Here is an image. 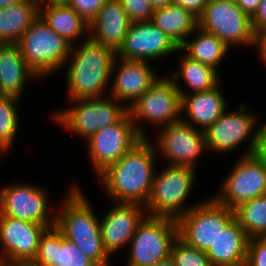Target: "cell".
I'll use <instances>...</instances> for the list:
<instances>
[{
    "instance_id": "cell-23",
    "label": "cell",
    "mask_w": 266,
    "mask_h": 266,
    "mask_svg": "<svg viewBox=\"0 0 266 266\" xmlns=\"http://www.w3.org/2000/svg\"><path fill=\"white\" fill-rule=\"evenodd\" d=\"M40 81L37 74L26 64L17 44H0V95L23 97L25 85Z\"/></svg>"
},
{
    "instance_id": "cell-20",
    "label": "cell",
    "mask_w": 266,
    "mask_h": 266,
    "mask_svg": "<svg viewBox=\"0 0 266 266\" xmlns=\"http://www.w3.org/2000/svg\"><path fill=\"white\" fill-rule=\"evenodd\" d=\"M31 266H98L55 227L41 235Z\"/></svg>"
},
{
    "instance_id": "cell-37",
    "label": "cell",
    "mask_w": 266,
    "mask_h": 266,
    "mask_svg": "<svg viewBox=\"0 0 266 266\" xmlns=\"http://www.w3.org/2000/svg\"><path fill=\"white\" fill-rule=\"evenodd\" d=\"M251 26L254 33L266 28V0H262L257 11L251 18Z\"/></svg>"
},
{
    "instance_id": "cell-29",
    "label": "cell",
    "mask_w": 266,
    "mask_h": 266,
    "mask_svg": "<svg viewBox=\"0 0 266 266\" xmlns=\"http://www.w3.org/2000/svg\"><path fill=\"white\" fill-rule=\"evenodd\" d=\"M151 22L179 47L198 27V18L189 10L175 4L154 9Z\"/></svg>"
},
{
    "instance_id": "cell-14",
    "label": "cell",
    "mask_w": 266,
    "mask_h": 266,
    "mask_svg": "<svg viewBox=\"0 0 266 266\" xmlns=\"http://www.w3.org/2000/svg\"><path fill=\"white\" fill-rule=\"evenodd\" d=\"M156 133L154 134L156 136L150 140L159 153L157 155L169 160L166 165L198 169L197 162L200 156L204 151L208 152L205 132L182 120L162 127Z\"/></svg>"
},
{
    "instance_id": "cell-41",
    "label": "cell",
    "mask_w": 266,
    "mask_h": 266,
    "mask_svg": "<svg viewBox=\"0 0 266 266\" xmlns=\"http://www.w3.org/2000/svg\"><path fill=\"white\" fill-rule=\"evenodd\" d=\"M149 1L154 9L163 8L165 6H168L169 4H173V0H149Z\"/></svg>"
},
{
    "instance_id": "cell-16",
    "label": "cell",
    "mask_w": 266,
    "mask_h": 266,
    "mask_svg": "<svg viewBox=\"0 0 266 266\" xmlns=\"http://www.w3.org/2000/svg\"><path fill=\"white\" fill-rule=\"evenodd\" d=\"M55 225H41L0 214V264H31L41 235Z\"/></svg>"
},
{
    "instance_id": "cell-11",
    "label": "cell",
    "mask_w": 266,
    "mask_h": 266,
    "mask_svg": "<svg viewBox=\"0 0 266 266\" xmlns=\"http://www.w3.org/2000/svg\"><path fill=\"white\" fill-rule=\"evenodd\" d=\"M198 27L220 38L230 49L254 44L251 18L236 2L210 0L198 17Z\"/></svg>"
},
{
    "instance_id": "cell-43",
    "label": "cell",
    "mask_w": 266,
    "mask_h": 266,
    "mask_svg": "<svg viewBox=\"0 0 266 266\" xmlns=\"http://www.w3.org/2000/svg\"><path fill=\"white\" fill-rule=\"evenodd\" d=\"M23 0H0V8L7 7L16 3H21Z\"/></svg>"
},
{
    "instance_id": "cell-39",
    "label": "cell",
    "mask_w": 266,
    "mask_h": 266,
    "mask_svg": "<svg viewBox=\"0 0 266 266\" xmlns=\"http://www.w3.org/2000/svg\"><path fill=\"white\" fill-rule=\"evenodd\" d=\"M258 49L259 58L262 64L266 66V28L254 34V44L253 47Z\"/></svg>"
},
{
    "instance_id": "cell-30",
    "label": "cell",
    "mask_w": 266,
    "mask_h": 266,
    "mask_svg": "<svg viewBox=\"0 0 266 266\" xmlns=\"http://www.w3.org/2000/svg\"><path fill=\"white\" fill-rule=\"evenodd\" d=\"M234 213L249 239L266 237V194L240 203Z\"/></svg>"
},
{
    "instance_id": "cell-26",
    "label": "cell",
    "mask_w": 266,
    "mask_h": 266,
    "mask_svg": "<svg viewBox=\"0 0 266 266\" xmlns=\"http://www.w3.org/2000/svg\"><path fill=\"white\" fill-rule=\"evenodd\" d=\"M178 53H180L179 55L182 54L180 60L178 59L179 68L176 71L169 72V74L167 73V75L172 79L181 95L207 91L222 82L221 75L217 70L189 58L184 52H180V49ZM181 79L187 88L182 89L183 85L180 86L181 83L179 82Z\"/></svg>"
},
{
    "instance_id": "cell-18",
    "label": "cell",
    "mask_w": 266,
    "mask_h": 266,
    "mask_svg": "<svg viewBox=\"0 0 266 266\" xmlns=\"http://www.w3.org/2000/svg\"><path fill=\"white\" fill-rule=\"evenodd\" d=\"M151 64L153 63L143 60L115 57L111 71V78H114L110 81L112 83L109 96L125 104L128 108L160 77Z\"/></svg>"
},
{
    "instance_id": "cell-27",
    "label": "cell",
    "mask_w": 266,
    "mask_h": 266,
    "mask_svg": "<svg viewBox=\"0 0 266 266\" xmlns=\"http://www.w3.org/2000/svg\"><path fill=\"white\" fill-rule=\"evenodd\" d=\"M39 0H23L0 8V44H17L39 17Z\"/></svg>"
},
{
    "instance_id": "cell-34",
    "label": "cell",
    "mask_w": 266,
    "mask_h": 266,
    "mask_svg": "<svg viewBox=\"0 0 266 266\" xmlns=\"http://www.w3.org/2000/svg\"><path fill=\"white\" fill-rule=\"evenodd\" d=\"M245 266H266V237L249 239Z\"/></svg>"
},
{
    "instance_id": "cell-12",
    "label": "cell",
    "mask_w": 266,
    "mask_h": 266,
    "mask_svg": "<svg viewBox=\"0 0 266 266\" xmlns=\"http://www.w3.org/2000/svg\"><path fill=\"white\" fill-rule=\"evenodd\" d=\"M229 175L211 197L231 209L266 194V163L256 154L239 156Z\"/></svg>"
},
{
    "instance_id": "cell-32",
    "label": "cell",
    "mask_w": 266,
    "mask_h": 266,
    "mask_svg": "<svg viewBox=\"0 0 266 266\" xmlns=\"http://www.w3.org/2000/svg\"><path fill=\"white\" fill-rule=\"evenodd\" d=\"M171 257L176 266H212L205 252L187 245L179 237L172 246Z\"/></svg>"
},
{
    "instance_id": "cell-45",
    "label": "cell",
    "mask_w": 266,
    "mask_h": 266,
    "mask_svg": "<svg viewBox=\"0 0 266 266\" xmlns=\"http://www.w3.org/2000/svg\"><path fill=\"white\" fill-rule=\"evenodd\" d=\"M0 266H31L30 264H0Z\"/></svg>"
},
{
    "instance_id": "cell-22",
    "label": "cell",
    "mask_w": 266,
    "mask_h": 266,
    "mask_svg": "<svg viewBox=\"0 0 266 266\" xmlns=\"http://www.w3.org/2000/svg\"><path fill=\"white\" fill-rule=\"evenodd\" d=\"M131 21L119 0H107L89 24V37L115 52L122 45Z\"/></svg>"
},
{
    "instance_id": "cell-35",
    "label": "cell",
    "mask_w": 266,
    "mask_h": 266,
    "mask_svg": "<svg viewBox=\"0 0 266 266\" xmlns=\"http://www.w3.org/2000/svg\"><path fill=\"white\" fill-rule=\"evenodd\" d=\"M106 2L107 0H70L68 5L90 24Z\"/></svg>"
},
{
    "instance_id": "cell-5",
    "label": "cell",
    "mask_w": 266,
    "mask_h": 266,
    "mask_svg": "<svg viewBox=\"0 0 266 266\" xmlns=\"http://www.w3.org/2000/svg\"><path fill=\"white\" fill-rule=\"evenodd\" d=\"M67 105L54 112L52 120L85 141L99 130L117 123L128 112L125 104L111 96L72 99L67 101Z\"/></svg>"
},
{
    "instance_id": "cell-4",
    "label": "cell",
    "mask_w": 266,
    "mask_h": 266,
    "mask_svg": "<svg viewBox=\"0 0 266 266\" xmlns=\"http://www.w3.org/2000/svg\"><path fill=\"white\" fill-rule=\"evenodd\" d=\"M196 173V169L186 166L166 165L161 170L156 168L151 193L144 206L147 215L177 220L202 202L201 199L194 204L187 203L197 178Z\"/></svg>"
},
{
    "instance_id": "cell-1",
    "label": "cell",
    "mask_w": 266,
    "mask_h": 266,
    "mask_svg": "<svg viewBox=\"0 0 266 266\" xmlns=\"http://www.w3.org/2000/svg\"><path fill=\"white\" fill-rule=\"evenodd\" d=\"M157 151L149 138H143L97 178L111 202L145 206L151 193Z\"/></svg>"
},
{
    "instance_id": "cell-2",
    "label": "cell",
    "mask_w": 266,
    "mask_h": 266,
    "mask_svg": "<svg viewBox=\"0 0 266 266\" xmlns=\"http://www.w3.org/2000/svg\"><path fill=\"white\" fill-rule=\"evenodd\" d=\"M115 57L114 50L89 36L83 42L71 45L64 66L68 68H65L67 100L108 96Z\"/></svg>"
},
{
    "instance_id": "cell-3",
    "label": "cell",
    "mask_w": 266,
    "mask_h": 266,
    "mask_svg": "<svg viewBox=\"0 0 266 266\" xmlns=\"http://www.w3.org/2000/svg\"><path fill=\"white\" fill-rule=\"evenodd\" d=\"M78 185L73 183L62 204H57L55 227L98 266H110L111 257L101 237L100 217Z\"/></svg>"
},
{
    "instance_id": "cell-46",
    "label": "cell",
    "mask_w": 266,
    "mask_h": 266,
    "mask_svg": "<svg viewBox=\"0 0 266 266\" xmlns=\"http://www.w3.org/2000/svg\"><path fill=\"white\" fill-rule=\"evenodd\" d=\"M225 1H232V2H236L237 0H225Z\"/></svg>"
},
{
    "instance_id": "cell-19",
    "label": "cell",
    "mask_w": 266,
    "mask_h": 266,
    "mask_svg": "<svg viewBox=\"0 0 266 266\" xmlns=\"http://www.w3.org/2000/svg\"><path fill=\"white\" fill-rule=\"evenodd\" d=\"M112 209L100 219L103 246L110 256L127 247L138 224L147 215L145 207L136 203H112ZM116 252V253H115Z\"/></svg>"
},
{
    "instance_id": "cell-40",
    "label": "cell",
    "mask_w": 266,
    "mask_h": 266,
    "mask_svg": "<svg viewBox=\"0 0 266 266\" xmlns=\"http://www.w3.org/2000/svg\"><path fill=\"white\" fill-rule=\"evenodd\" d=\"M262 0H237L236 4L250 18L255 14Z\"/></svg>"
},
{
    "instance_id": "cell-44",
    "label": "cell",
    "mask_w": 266,
    "mask_h": 266,
    "mask_svg": "<svg viewBox=\"0 0 266 266\" xmlns=\"http://www.w3.org/2000/svg\"><path fill=\"white\" fill-rule=\"evenodd\" d=\"M70 0H39L40 3L45 4H68Z\"/></svg>"
},
{
    "instance_id": "cell-36",
    "label": "cell",
    "mask_w": 266,
    "mask_h": 266,
    "mask_svg": "<svg viewBox=\"0 0 266 266\" xmlns=\"http://www.w3.org/2000/svg\"><path fill=\"white\" fill-rule=\"evenodd\" d=\"M210 0H173V4L189 10L197 18L203 13Z\"/></svg>"
},
{
    "instance_id": "cell-28",
    "label": "cell",
    "mask_w": 266,
    "mask_h": 266,
    "mask_svg": "<svg viewBox=\"0 0 266 266\" xmlns=\"http://www.w3.org/2000/svg\"><path fill=\"white\" fill-rule=\"evenodd\" d=\"M190 36L179 47L180 51L189 58L208 65L219 72L218 66L230 48L220 38L199 27Z\"/></svg>"
},
{
    "instance_id": "cell-13",
    "label": "cell",
    "mask_w": 266,
    "mask_h": 266,
    "mask_svg": "<svg viewBox=\"0 0 266 266\" xmlns=\"http://www.w3.org/2000/svg\"><path fill=\"white\" fill-rule=\"evenodd\" d=\"M1 187L0 214L36 224L55 225L57 205L49 203L43 186L19 181Z\"/></svg>"
},
{
    "instance_id": "cell-9",
    "label": "cell",
    "mask_w": 266,
    "mask_h": 266,
    "mask_svg": "<svg viewBox=\"0 0 266 266\" xmlns=\"http://www.w3.org/2000/svg\"><path fill=\"white\" fill-rule=\"evenodd\" d=\"M177 238L176 219L146 215L128 245L130 249L126 266H151L169 258Z\"/></svg>"
},
{
    "instance_id": "cell-33",
    "label": "cell",
    "mask_w": 266,
    "mask_h": 266,
    "mask_svg": "<svg viewBox=\"0 0 266 266\" xmlns=\"http://www.w3.org/2000/svg\"><path fill=\"white\" fill-rule=\"evenodd\" d=\"M131 23L151 21L154 8L149 0H119Z\"/></svg>"
},
{
    "instance_id": "cell-17",
    "label": "cell",
    "mask_w": 266,
    "mask_h": 266,
    "mask_svg": "<svg viewBox=\"0 0 266 266\" xmlns=\"http://www.w3.org/2000/svg\"><path fill=\"white\" fill-rule=\"evenodd\" d=\"M178 51L179 46L151 21L135 22L131 23L116 57L153 63Z\"/></svg>"
},
{
    "instance_id": "cell-31",
    "label": "cell",
    "mask_w": 266,
    "mask_h": 266,
    "mask_svg": "<svg viewBox=\"0 0 266 266\" xmlns=\"http://www.w3.org/2000/svg\"><path fill=\"white\" fill-rule=\"evenodd\" d=\"M11 95H0V153L7 154L13 147L19 130V101Z\"/></svg>"
},
{
    "instance_id": "cell-7",
    "label": "cell",
    "mask_w": 266,
    "mask_h": 266,
    "mask_svg": "<svg viewBox=\"0 0 266 266\" xmlns=\"http://www.w3.org/2000/svg\"><path fill=\"white\" fill-rule=\"evenodd\" d=\"M26 64L43 80L64 68L71 44L38 17L18 40ZM47 76V77H46Z\"/></svg>"
},
{
    "instance_id": "cell-8",
    "label": "cell",
    "mask_w": 266,
    "mask_h": 266,
    "mask_svg": "<svg viewBox=\"0 0 266 266\" xmlns=\"http://www.w3.org/2000/svg\"><path fill=\"white\" fill-rule=\"evenodd\" d=\"M257 117L259 118L254 112L248 110L245 103H241L233 111L227 109L215 123L204 131L208 153L210 151L221 153V155L222 153L228 154L240 145H244L242 156L255 154L260 125Z\"/></svg>"
},
{
    "instance_id": "cell-25",
    "label": "cell",
    "mask_w": 266,
    "mask_h": 266,
    "mask_svg": "<svg viewBox=\"0 0 266 266\" xmlns=\"http://www.w3.org/2000/svg\"><path fill=\"white\" fill-rule=\"evenodd\" d=\"M39 17L71 45L85 34L89 36V23L68 4L40 3Z\"/></svg>"
},
{
    "instance_id": "cell-15",
    "label": "cell",
    "mask_w": 266,
    "mask_h": 266,
    "mask_svg": "<svg viewBox=\"0 0 266 266\" xmlns=\"http://www.w3.org/2000/svg\"><path fill=\"white\" fill-rule=\"evenodd\" d=\"M143 138L127 112L117 123L107 126L86 140L87 155L93 172L98 176L109 165L117 162Z\"/></svg>"
},
{
    "instance_id": "cell-6",
    "label": "cell",
    "mask_w": 266,
    "mask_h": 266,
    "mask_svg": "<svg viewBox=\"0 0 266 266\" xmlns=\"http://www.w3.org/2000/svg\"><path fill=\"white\" fill-rule=\"evenodd\" d=\"M181 108L182 95L172 79L164 74L128 107V112L139 135L148 138L145 122L158 129L168 126L181 120Z\"/></svg>"
},
{
    "instance_id": "cell-42",
    "label": "cell",
    "mask_w": 266,
    "mask_h": 266,
    "mask_svg": "<svg viewBox=\"0 0 266 266\" xmlns=\"http://www.w3.org/2000/svg\"><path fill=\"white\" fill-rule=\"evenodd\" d=\"M151 266H176V265L174 263V260L170 256L169 258L164 259V260L159 261V262H156L155 264H153Z\"/></svg>"
},
{
    "instance_id": "cell-21",
    "label": "cell",
    "mask_w": 266,
    "mask_h": 266,
    "mask_svg": "<svg viewBox=\"0 0 266 266\" xmlns=\"http://www.w3.org/2000/svg\"><path fill=\"white\" fill-rule=\"evenodd\" d=\"M220 84L207 91L182 95L181 120L200 131L215 123L228 107Z\"/></svg>"
},
{
    "instance_id": "cell-10",
    "label": "cell",
    "mask_w": 266,
    "mask_h": 266,
    "mask_svg": "<svg viewBox=\"0 0 266 266\" xmlns=\"http://www.w3.org/2000/svg\"><path fill=\"white\" fill-rule=\"evenodd\" d=\"M234 217V209L206 197L177 219L178 237L187 245L206 253Z\"/></svg>"
},
{
    "instance_id": "cell-24",
    "label": "cell",
    "mask_w": 266,
    "mask_h": 266,
    "mask_svg": "<svg viewBox=\"0 0 266 266\" xmlns=\"http://www.w3.org/2000/svg\"><path fill=\"white\" fill-rule=\"evenodd\" d=\"M249 237L234 217L206 252L212 266H245Z\"/></svg>"
},
{
    "instance_id": "cell-38",
    "label": "cell",
    "mask_w": 266,
    "mask_h": 266,
    "mask_svg": "<svg viewBox=\"0 0 266 266\" xmlns=\"http://www.w3.org/2000/svg\"><path fill=\"white\" fill-rule=\"evenodd\" d=\"M255 154L266 163V120L259 125Z\"/></svg>"
}]
</instances>
